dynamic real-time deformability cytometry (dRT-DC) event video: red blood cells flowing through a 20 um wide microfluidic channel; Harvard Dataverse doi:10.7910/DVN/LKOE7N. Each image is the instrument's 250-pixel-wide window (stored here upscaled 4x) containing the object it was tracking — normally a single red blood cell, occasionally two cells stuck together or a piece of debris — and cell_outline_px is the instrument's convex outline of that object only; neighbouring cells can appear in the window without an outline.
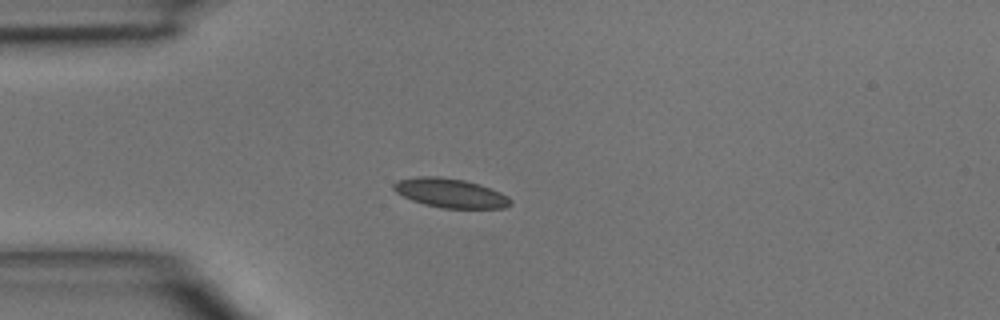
{"species": "common noctule bat (a hibernating species)", "species_latin": "Nyctalus noctula", "temperature_condition": "room temperature", "stored_images_in_passage": 3, "camera_frame_rate_fps": 3000, "um_per_image_px": 0.085, "animal": {"sex": "male", "body_mass_g": 15.6}, "frame": {"image": 1, "passage_image": 2, "time_ms": 1.333, "image_size_px": [1000, 320], "cell_outline_px": [[512, 204], [504, 208], [440, 208], [424, 204], [412, 200], [396, 192], [392, 188], [392, 184], [396, 180], [416, 176], [440, 176], [464, 180], [480, 184], [500, 192], [508, 196], [512, 200]], "centroid_in_image_um": [38.27, 16.4], "position_along_channel_um": 46.7, "area_um2": 20.06}}